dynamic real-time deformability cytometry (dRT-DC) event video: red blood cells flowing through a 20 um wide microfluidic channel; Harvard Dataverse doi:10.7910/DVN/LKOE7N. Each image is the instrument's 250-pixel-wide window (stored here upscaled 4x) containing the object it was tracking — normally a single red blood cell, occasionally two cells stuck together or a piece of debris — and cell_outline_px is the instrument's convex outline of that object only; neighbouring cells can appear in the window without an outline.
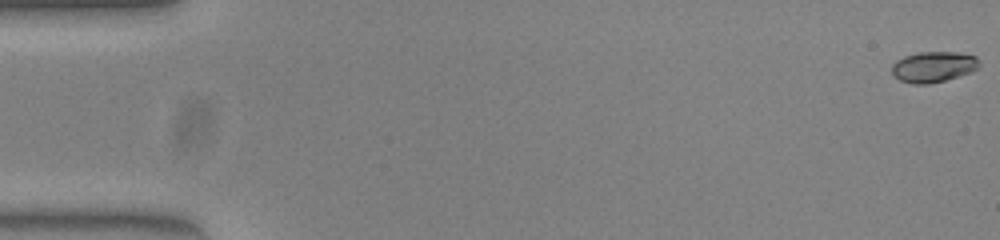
{"species": "common noctule bat (a hibernating species)", "species_latin": "Nyctalus noctula", "temperature_condition": "warm", "stored_images_in_passage": 52, "camera_frame_rate_fps": 3000, "um_per_image_px": 0.085, "animal": {"sex": "female", "body_mass_g": 23.0, "forearm_length_mm": 53.4}, "frame": {"image": 1, "passage_image": 1, "time_ms": 0.0, "image_size_px": [1000, 240], "cell_outline_px": [[976, 68], [968, 72], [944, 80], [928, 84], [916, 84], [900, 80], [892, 72], [892, 68], [900, 60], [908, 56], [924, 52], [952, 52], [972, 56], [976, 60]], "centroid_in_image_um": [79.3, 5.7], "position_along_channel_um": 5.7, "area_um2": 14.57}}
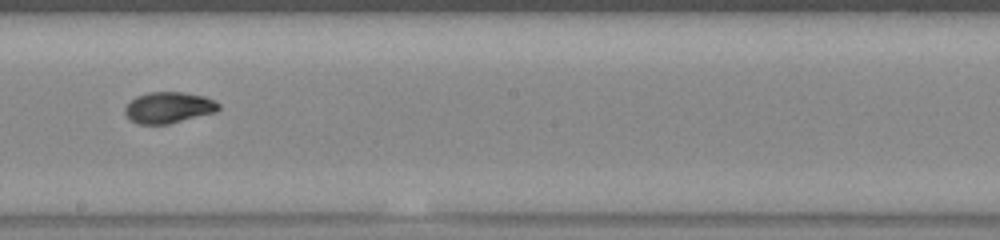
{"frame": {"image": 2, "passage_image": 30, "time_ms": 9.667, "image_size_px": [1000, 240], "cell_outline_px": [[220, 108], [216, 112], [168, 124], [136, 124], [124, 112], [124, 108], [136, 96], [152, 92], [180, 92], [204, 96], [220, 104]], "centroid_in_image_um": [14.34, 9.15], "position_along_channel_um": 233.9, "area_um2": 16.82}}
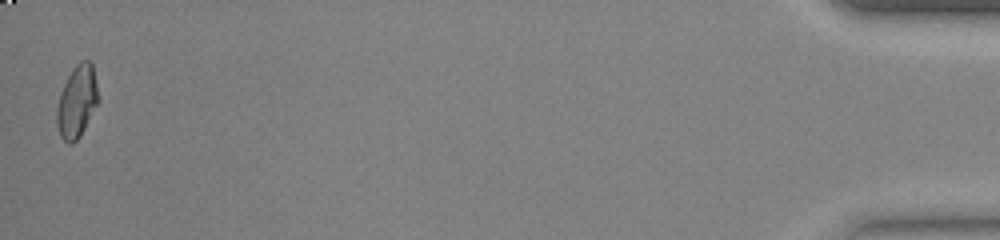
{"frame": {"image": 3, "passage_image": 52, "time_ms": 17.0, "image_size_px": [1000, 240], "cell_outline_px": [[96, 104], [80, 136], [72, 144], [68, 144], [60, 136], [56, 120], [56, 108], [64, 84], [68, 76], [76, 64], [80, 60], [88, 60], [92, 64], [96, 84]], "centroid_in_image_um": [6.5, 8.64], "position_along_channel_um": 428.7, "area_um2": 16.82}, "authors_computed_cell_mechanics": {"area_um2": 16.4441, "velocity_mm_per_s": 3.9892, "shape_relaxation_time_tau1_ms": 6.9799, "shape_relaxation_time_tau2_ms": 1.7869, "deformation_change_tau1": 0.2255, "deformation_change_tau2": 0.0493}}